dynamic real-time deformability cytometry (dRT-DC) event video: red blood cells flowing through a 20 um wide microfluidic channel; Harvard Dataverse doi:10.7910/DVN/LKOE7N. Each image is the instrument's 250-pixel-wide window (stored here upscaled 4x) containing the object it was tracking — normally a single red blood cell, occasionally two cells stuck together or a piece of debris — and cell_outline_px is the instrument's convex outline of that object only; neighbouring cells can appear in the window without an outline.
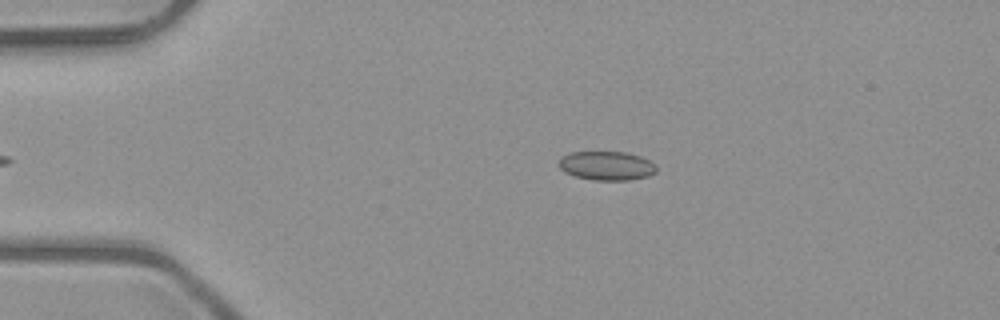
{"species": "common noctule bat (a hibernating species)", "species_latin": "Nyctalus noctula", "temperature_condition": "room temperature", "stored_images_in_passage": 38, "camera_frame_rate_fps": 3000, "um_per_image_px": 0.085, "animal": {"sex": "male", "body_mass_g": 23.1, "forearm_length_mm": 52.7}, "frame": {"image": 1, "passage_image": 4, "time_ms": 1.0, "image_size_px": [1000, 320], "cell_outline_px": [[656, 172], [648, 176], [628, 180], [592, 180], [576, 176], [564, 172], [556, 164], [560, 156], [572, 152], [624, 152], [640, 156], [656, 164]], "centroid_in_image_um": [51.52, 14.08], "position_along_channel_um": 33.5, "area_um2": 16.59}}
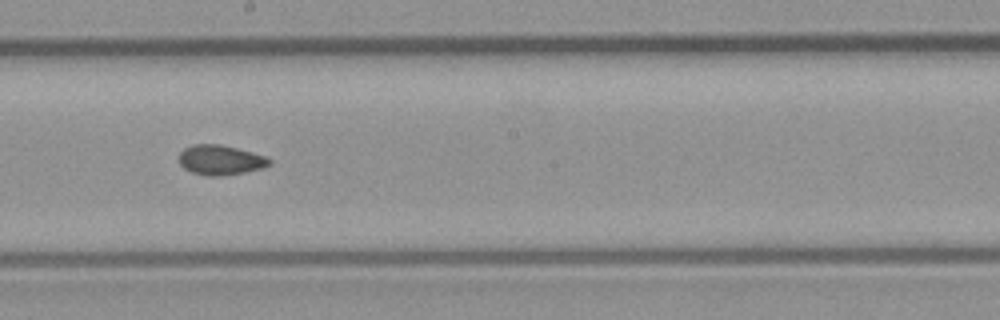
{"frame": {"image": 2, "passage_image": 22, "time_ms": 7.0, "image_size_px": [1000, 320], "cell_outline_px": [[272, 164], [264, 168], [244, 172], [220, 176], [208, 176], [192, 172], [184, 168], [180, 164], [180, 152], [184, 148], [192, 144], [220, 144], [252, 152], [264, 156], [272, 160]], "centroid_in_image_um": [18.75, 13.6], "position_along_channel_um": 229.4, "area_um2": 15.72}}
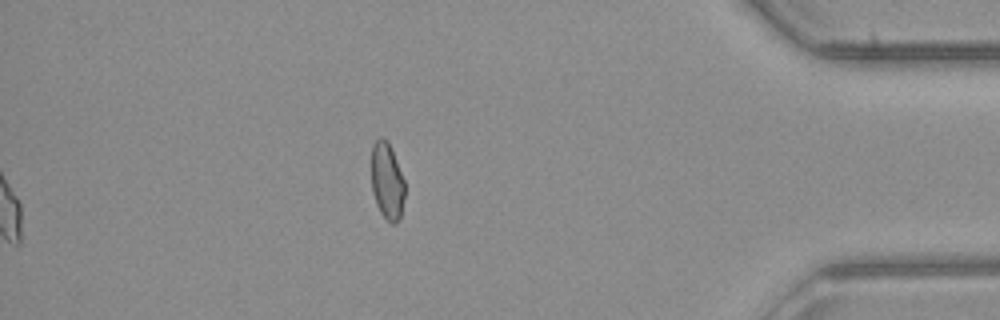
{"frame": {"image": 3, "passage_image": 38, "time_ms": 12.333, "image_size_px": [1000, 320], "cell_outline_px": [[404, 196], [400, 216], [396, 224], [392, 224], [380, 212], [376, 204], [372, 192], [372, 144], [380, 136], [384, 136], [388, 140], [392, 148], [404, 180]], "centroid_in_image_um": [32.89, 15.34], "position_along_channel_um": 402.3, "area_um2": 15.03}, "authors_computed_cell_mechanics": {"area_um2": 15.8083, "velocity_mm_per_s": 4.0424, "shape_relaxation_time_tau1_ms": null, "shape_relaxation_time_tau2_ms": 1.314, "deformation_change_tau1": null, "deformation_change_tau2": 0.0505}}